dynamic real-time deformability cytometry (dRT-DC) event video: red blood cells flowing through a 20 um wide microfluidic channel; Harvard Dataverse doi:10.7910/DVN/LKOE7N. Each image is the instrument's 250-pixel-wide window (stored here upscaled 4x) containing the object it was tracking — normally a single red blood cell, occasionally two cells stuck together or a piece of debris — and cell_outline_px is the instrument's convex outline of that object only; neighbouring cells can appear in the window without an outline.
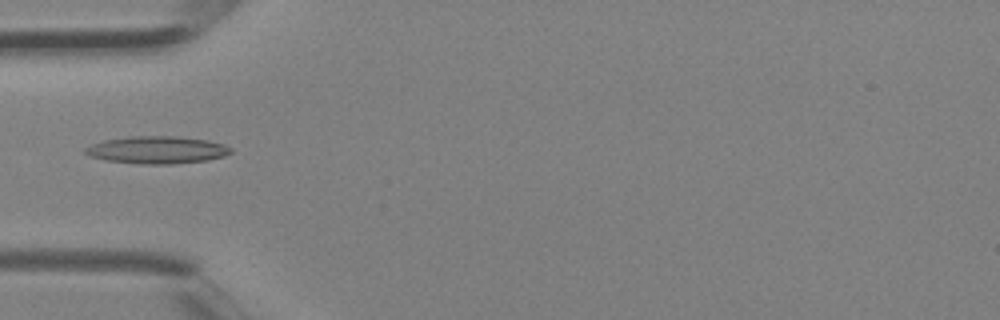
{"species": "Egyptian fruit bat (a non-hibernating species)", "species_latin": "Rousettus aegyptiacus", "temperature_condition": "room temperature", "stored_images_in_passage": 4, "camera_frame_rate_fps": 3000, "um_per_image_px": 0.085, "animal": {"sex": "female"}, "frame": {"image": 1, "passage_image": 4, "time_ms": 1.0, "image_size_px": [1000, 320], "cell_outline_px": [[232, 152], [224, 156], [208, 160], [172, 164], [140, 164], [104, 160], [92, 156], [84, 152], [84, 148], [92, 144], [104, 140], [132, 136], [172, 136], [208, 140], [224, 144], [232, 148]], "centroid_in_image_um": [13.36, 12.74], "position_along_channel_um": 71.6, "area_um2": 23.24}}